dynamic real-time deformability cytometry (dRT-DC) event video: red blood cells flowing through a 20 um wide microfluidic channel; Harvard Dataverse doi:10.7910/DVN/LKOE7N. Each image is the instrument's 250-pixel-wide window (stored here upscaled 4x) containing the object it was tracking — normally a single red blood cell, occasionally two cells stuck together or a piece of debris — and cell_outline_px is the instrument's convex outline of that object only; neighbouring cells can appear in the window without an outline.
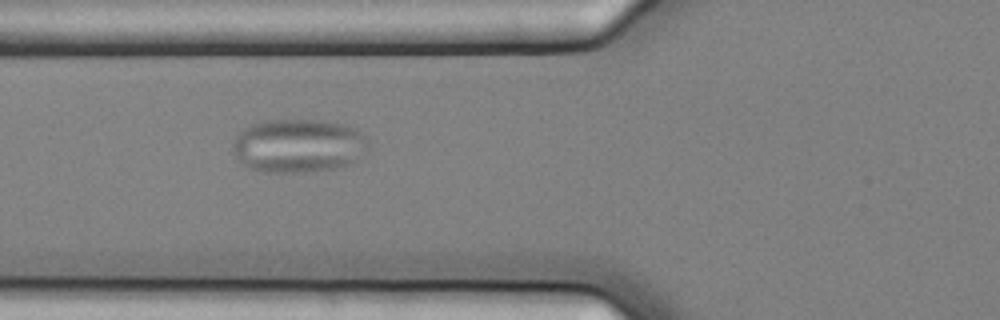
{"species": "common noctule bat (a hibernating species)", "species_latin": "Nyctalus noctula", "temperature_condition": "cold", "stored_images_in_passage": 3, "camera_frame_rate_fps": 3000, "um_per_image_px": 0.085, "animal": {"sex": "female", "body_mass_g": 25.1}, "frame": {"image": 1, "passage_image": 2, "time_ms": 0.333, "image_size_px": [1000, 320], "cell_outline_px": [[368, 148], [360, 160], [352, 164], [332, 168], [304, 172], [264, 172], [252, 168], [236, 160], [232, 148], [232, 140], [244, 128], [260, 120], [320, 120], [344, 124], [356, 128], [364, 136]], "centroid_in_image_um": [25.35, 12.38], "position_along_channel_um": 100.4, "area_um2": 42.71}}